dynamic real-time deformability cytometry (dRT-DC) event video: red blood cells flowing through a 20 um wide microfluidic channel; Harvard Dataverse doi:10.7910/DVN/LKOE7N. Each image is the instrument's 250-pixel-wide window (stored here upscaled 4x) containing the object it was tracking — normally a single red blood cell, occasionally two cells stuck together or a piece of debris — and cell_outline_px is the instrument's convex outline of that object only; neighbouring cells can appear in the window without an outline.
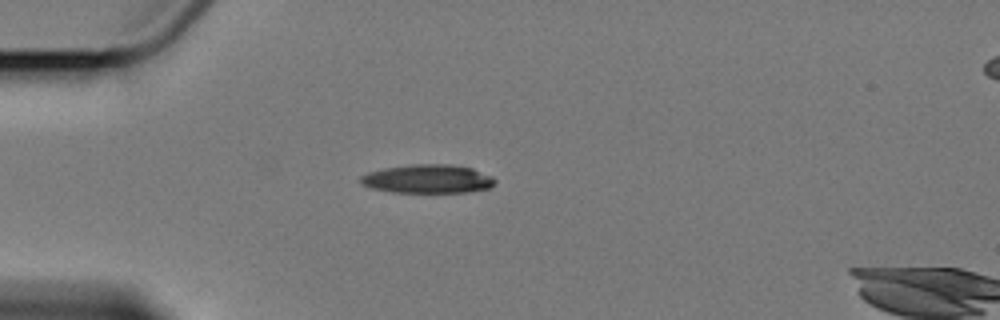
{"species": "Egyptian fruit bat (a non-hibernating species)", "species_latin": "Rousettus aegyptiacus", "temperature_condition": "cold", "stored_images_in_passage": 7, "camera_frame_rate_fps": 3000, "um_per_image_px": 0.085, "animal": {"sex": "female"}, "frame": {"image": 1, "passage_image": 4, "time_ms": 3.333, "image_size_px": [1000, 320], "cell_outline_px": [[496, 180], [488, 188], [468, 192], [392, 192], [372, 188], [360, 184], [360, 176], [368, 172], [384, 168], [416, 164], [448, 164], [472, 168], [492, 176]], "centroid_in_image_um": [36.33, 15.2], "position_along_channel_um": 48.7, "area_um2": 22.31}}
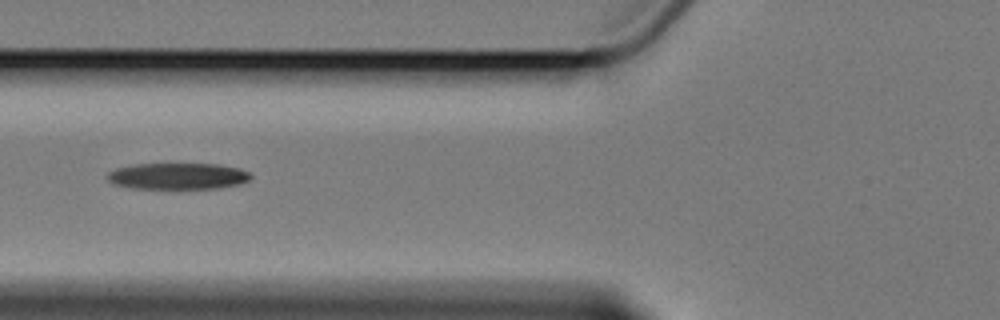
{"frame": {"image": 2, "passage_image": 6, "time_ms": 5.667, "image_size_px": [1000, 320], "cell_outline_px": [[252, 176], [248, 180], [240, 184], [220, 188], [176, 192], [132, 188], [112, 184], [108, 180], [108, 172], [116, 168], [136, 164], [216, 164], [240, 168], [248, 172]], "centroid_in_image_um": [15.1, 15.03], "position_along_channel_um": 110.7, "area_um2": 23.24}}
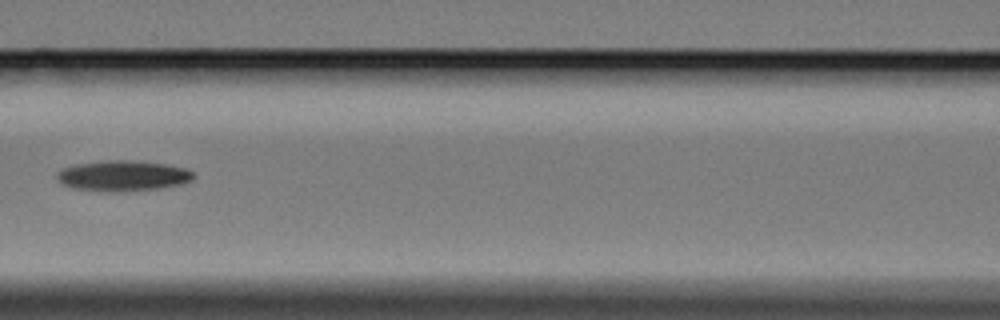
{"frame": {"image": 3, "passage_image": 7, "time_ms": 7.0, "image_size_px": [1000, 320], "cell_outline_px": [[196, 176], [192, 180], [180, 184], [156, 188], [116, 192], [108, 192], [72, 188], [60, 184], [56, 180], [56, 176], [64, 168], [76, 164], [104, 160], [128, 160], [164, 164], [184, 168], [192, 172]], "centroid_in_image_um": [10.4, 14.94], "position_along_channel_um": 156.2, "area_um2": 24.16}}